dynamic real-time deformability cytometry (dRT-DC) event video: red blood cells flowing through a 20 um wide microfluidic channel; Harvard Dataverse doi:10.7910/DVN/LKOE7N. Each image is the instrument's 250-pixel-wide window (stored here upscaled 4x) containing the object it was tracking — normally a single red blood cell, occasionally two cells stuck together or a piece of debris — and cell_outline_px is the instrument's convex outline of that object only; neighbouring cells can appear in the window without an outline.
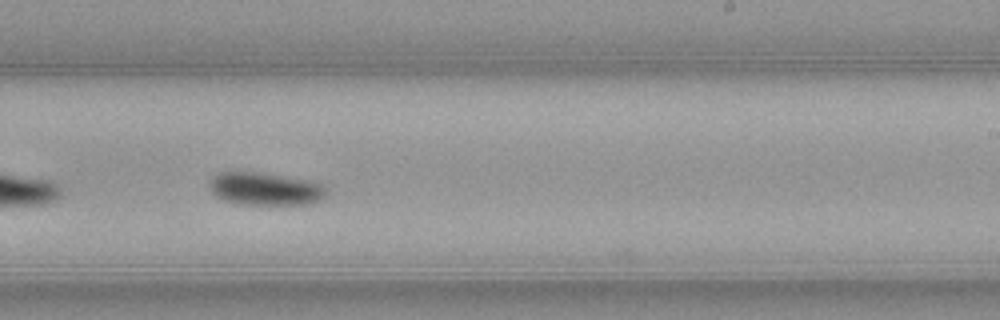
{"species": "common noctule bat (a hibernating species)", "species_latin": "Nyctalus noctula", "temperature_condition": "warm", "stored_images_in_passage": 27, "camera_frame_rate_fps": 3000, "um_per_image_px": 0.085, "animal": {"sex": "female", "body_mass_g": 21.9}, "frame": {"image": 1, "passage_image": 16, "time_ms": 5.0, "image_size_px": [1000, 320], "cell_outline_px": [[328, 188], [324, 196], [320, 200], [312, 204], [240, 204], [224, 200], [216, 196], [212, 192], [208, 184], [208, 180], [212, 176], [228, 168], [236, 168], [312, 180], [324, 184]], "centroid_in_image_um": [22.49, 15.99], "position_along_channel_um": 266.5, "area_um2": 23.47}, "authors_computed_cell_mechanics": {"area_um2": 22.5998, "velocity_mm_per_s": 3.9513, "shape_relaxation_time_tau1_ms": 2.8701, "shape_relaxation_time_tau2_ms": null, "deformation_change_tau1": 0.1249, "deformation_change_tau2": null}}